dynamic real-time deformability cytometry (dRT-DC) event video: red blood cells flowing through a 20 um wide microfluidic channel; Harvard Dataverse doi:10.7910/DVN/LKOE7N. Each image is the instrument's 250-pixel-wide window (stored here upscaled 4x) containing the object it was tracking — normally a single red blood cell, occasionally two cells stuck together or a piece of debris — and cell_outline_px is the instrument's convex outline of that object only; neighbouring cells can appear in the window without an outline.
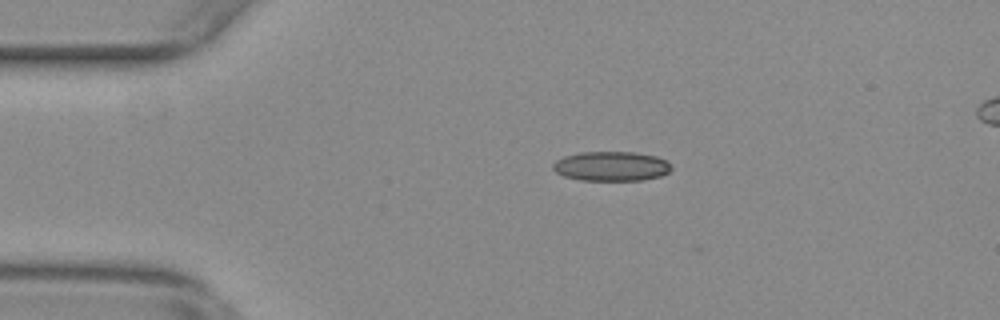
{"species": "common noctule bat (a hibernating species)", "species_latin": "Nyctalus noctula", "temperature_condition": "warm", "stored_images_in_passage": 42, "camera_frame_rate_fps": 3000, "um_per_image_px": 0.085, "animal": {"sex": "female", "body_mass_g": 29.2, "forearm_length_mm": 56.3}, "frame": {"image": 1, "passage_image": 1, "time_ms": 0.0, "image_size_px": [1000, 320], "cell_outline_px": [[672, 168], [668, 172], [660, 176], [644, 180], [580, 180], [564, 176], [556, 172], [552, 168], [552, 164], [556, 160], [564, 156], [580, 152], [636, 152], [656, 156], [664, 160]], "centroid_in_image_um": [51.93, 14.12], "position_along_channel_um": 33.1, "area_um2": 20.35}}
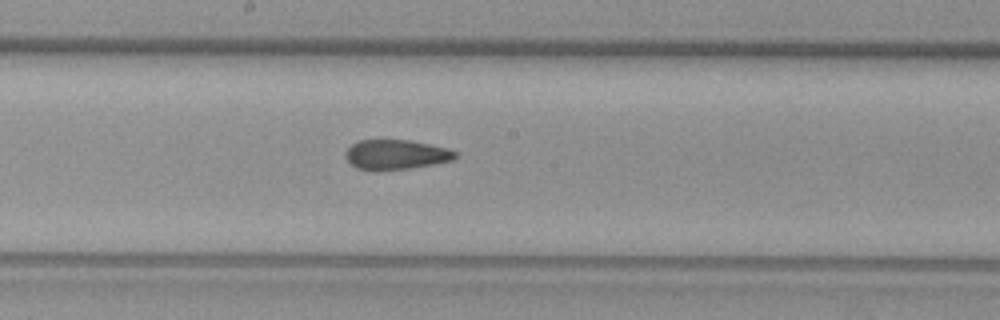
{"frame": {"image": 2, "passage_image": 19, "time_ms": 6.0, "image_size_px": [1000, 320], "cell_outline_px": [[456, 156], [452, 160], [412, 168], [376, 172], [356, 168], [344, 156], [344, 152], [352, 144], [360, 140], [412, 140], [448, 148], [456, 152]], "centroid_in_image_um": [33.62, 13.15], "position_along_channel_um": 214.6, "area_um2": 19.31}}
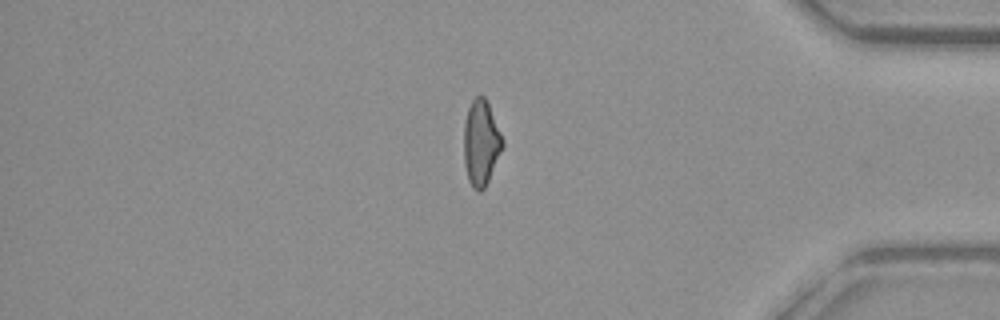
{"frame": {"image": 3, "passage_image": 36, "time_ms": 11.667, "image_size_px": [1000, 320], "cell_outline_px": [[504, 144], [488, 180], [484, 188], [480, 192], [472, 188], [468, 180], [464, 164], [464, 124], [468, 108], [472, 100], [476, 96], [484, 96], [488, 104], [504, 140]], "centroid_in_image_um": [40.87, 12.15], "position_along_channel_um": 394.3, "area_um2": 19.07}, "authors_computed_cell_mechanics": {"area_um2": 19.7676, "velocity_mm_per_s": 3.7432, "shape_relaxation_time_tau1_ms": null, "shape_relaxation_time_tau2_ms": 1.9413, "deformation_change_tau1": null, "deformation_change_tau2": 0.0894}}